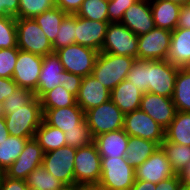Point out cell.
Masks as SVG:
<instances>
[{"instance_id":"21","label":"cell","mask_w":190,"mask_h":190,"mask_svg":"<svg viewBox=\"0 0 190 190\" xmlns=\"http://www.w3.org/2000/svg\"><path fill=\"white\" fill-rule=\"evenodd\" d=\"M63 65L55 52L43 57L38 87L35 92L39 99L48 91L63 83Z\"/></svg>"},{"instance_id":"18","label":"cell","mask_w":190,"mask_h":190,"mask_svg":"<svg viewBox=\"0 0 190 190\" xmlns=\"http://www.w3.org/2000/svg\"><path fill=\"white\" fill-rule=\"evenodd\" d=\"M137 36L148 33L154 25L150 0H138L124 13L120 22Z\"/></svg>"},{"instance_id":"52","label":"cell","mask_w":190,"mask_h":190,"mask_svg":"<svg viewBox=\"0 0 190 190\" xmlns=\"http://www.w3.org/2000/svg\"><path fill=\"white\" fill-rule=\"evenodd\" d=\"M71 190H103L99 183L74 184Z\"/></svg>"},{"instance_id":"5","label":"cell","mask_w":190,"mask_h":190,"mask_svg":"<svg viewBox=\"0 0 190 190\" xmlns=\"http://www.w3.org/2000/svg\"><path fill=\"white\" fill-rule=\"evenodd\" d=\"M179 68L167 60H146L147 92L172 98Z\"/></svg>"},{"instance_id":"39","label":"cell","mask_w":190,"mask_h":190,"mask_svg":"<svg viewBox=\"0 0 190 190\" xmlns=\"http://www.w3.org/2000/svg\"><path fill=\"white\" fill-rule=\"evenodd\" d=\"M36 98L35 92L17 87L10 97L5 99L2 103L3 114L11 113V109H18L30 104Z\"/></svg>"},{"instance_id":"12","label":"cell","mask_w":190,"mask_h":190,"mask_svg":"<svg viewBox=\"0 0 190 190\" xmlns=\"http://www.w3.org/2000/svg\"><path fill=\"white\" fill-rule=\"evenodd\" d=\"M172 31L154 27L148 33L138 36V54L140 60H166Z\"/></svg>"},{"instance_id":"20","label":"cell","mask_w":190,"mask_h":190,"mask_svg":"<svg viewBox=\"0 0 190 190\" xmlns=\"http://www.w3.org/2000/svg\"><path fill=\"white\" fill-rule=\"evenodd\" d=\"M110 97L111 91L91 74L83 77L76 103L86 112L110 100Z\"/></svg>"},{"instance_id":"14","label":"cell","mask_w":190,"mask_h":190,"mask_svg":"<svg viewBox=\"0 0 190 190\" xmlns=\"http://www.w3.org/2000/svg\"><path fill=\"white\" fill-rule=\"evenodd\" d=\"M44 152L33 137L25 143L18 158L5 170L4 174L13 179L27 180L29 174L42 166Z\"/></svg>"},{"instance_id":"33","label":"cell","mask_w":190,"mask_h":190,"mask_svg":"<svg viewBox=\"0 0 190 190\" xmlns=\"http://www.w3.org/2000/svg\"><path fill=\"white\" fill-rule=\"evenodd\" d=\"M42 109H55L74 106L76 97L67 91L62 85L56 86L52 90L46 92L40 98Z\"/></svg>"},{"instance_id":"51","label":"cell","mask_w":190,"mask_h":190,"mask_svg":"<svg viewBox=\"0 0 190 190\" xmlns=\"http://www.w3.org/2000/svg\"><path fill=\"white\" fill-rule=\"evenodd\" d=\"M130 190H156V184L144 180H135Z\"/></svg>"},{"instance_id":"25","label":"cell","mask_w":190,"mask_h":190,"mask_svg":"<svg viewBox=\"0 0 190 190\" xmlns=\"http://www.w3.org/2000/svg\"><path fill=\"white\" fill-rule=\"evenodd\" d=\"M150 7L155 27L168 31L176 28L182 6L165 0H150Z\"/></svg>"},{"instance_id":"62","label":"cell","mask_w":190,"mask_h":190,"mask_svg":"<svg viewBox=\"0 0 190 190\" xmlns=\"http://www.w3.org/2000/svg\"><path fill=\"white\" fill-rule=\"evenodd\" d=\"M103 190H115V189H103ZM123 190H130V189H123Z\"/></svg>"},{"instance_id":"56","label":"cell","mask_w":190,"mask_h":190,"mask_svg":"<svg viewBox=\"0 0 190 190\" xmlns=\"http://www.w3.org/2000/svg\"><path fill=\"white\" fill-rule=\"evenodd\" d=\"M177 190H190V185L180 182Z\"/></svg>"},{"instance_id":"38","label":"cell","mask_w":190,"mask_h":190,"mask_svg":"<svg viewBox=\"0 0 190 190\" xmlns=\"http://www.w3.org/2000/svg\"><path fill=\"white\" fill-rule=\"evenodd\" d=\"M55 6V0H19L18 18H34Z\"/></svg>"},{"instance_id":"48","label":"cell","mask_w":190,"mask_h":190,"mask_svg":"<svg viewBox=\"0 0 190 190\" xmlns=\"http://www.w3.org/2000/svg\"><path fill=\"white\" fill-rule=\"evenodd\" d=\"M84 0H55V6L67 14H76Z\"/></svg>"},{"instance_id":"16","label":"cell","mask_w":190,"mask_h":190,"mask_svg":"<svg viewBox=\"0 0 190 190\" xmlns=\"http://www.w3.org/2000/svg\"><path fill=\"white\" fill-rule=\"evenodd\" d=\"M140 109L149 115L163 129L169 126L177 112L172 98L150 92L143 93Z\"/></svg>"},{"instance_id":"46","label":"cell","mask_w":190,"mask_h":190,"mask_svg":"<svg viewBox=\"0 0 190 190\" xmlns=\"http://www.w3.org/2000/svg\"><path fill=\"white\" fill-rule=\"evenodd\" d=\"M27 181L21 179H13L4 174L0 180V190H26Z\"/></svg>"},{"instance_id":"41","label":"cell","mask_w":190,"mask_h":190,"mask_svg":"<svg viewBox=\"0 0 190 190\" xmlns=\"http://www.w3.org/2000/svg\"><path fill=\"white\" fill-rule=\"evenodd\" d=\"M18 51V47L0 49V77L12 78Z\"/></svg>"},{"instance_id":"53","label":"cell","mask_w":190,"mask_h":190,"mask_svg":"<svg viewBox=\"0 0 190 190\" xmlns=\"http://www.w3.org/2000/svg\"><path fill=\"white\" fill-rule=\"evenodd\" d=\"M181 182L190 185V162L187 166L179 173Z\"/></svg>"},{"instance_id":"7","label":"cell","mask_w":190,"mask_h":190,"mask_svg":"<svg viewBox=\"0 0 190 190\" xmlns=\"http://www.w3.org/2000/svg\"><path fill=\"white\" fill-rule=\"evenodd\" d=\"M55 53L65 71L85 77L92 74L99 52L80 44H72L55 51Z\"/></svg>"},{"instance_id":"23","label":"cell","mask_w":190,"mask_h":190,"mask_svg":"<svg viewBox=\"0 0 190 190\" xmlns=\"http://www.w3.org/2000/svg\"><path fill=\"white\" fill-rule=\"evenodd\" d=\"M166 60L180 68L190 67V29L175 28Z\"/></svg>"},{"instance_id":"59","label":"cell","mask_w":190,"mask_h":190,"mask_svg":"<svg viewBox=\"0 0 190 190\" xmlns=\"http://www.w3.org/2000/svg\"><path fill=\"white\" fill-rule=\"evenodd\" d=\"M26 190H39L38 188H35V187H32V186H29L27 185V189Z\"/></svg>"},{"instance_id":"58","label":"cell","mask_w":190,"mask_h":190,"mask_svg":"<svg viewBox=\"0 0 190 190\" xmlns=\"http://www.w3.org/2000/svg\"><path fill=\"white\" fill-rule=\"evenodd\" d=\"M4 176V170L0 167V180L3 178Z\"/></svg>"},{"instance_id":"22","label":"cell","mask_w":190,"mask_h":190,"mask_svg":"<svg viewBox=\"0 0 190 190\" xmlns=\"http://www.w3.org/2000/svg\"><path fill=\"white\" fill-rule=\"evenodd\" d=\"M129 136L124 129L100 134L94 138L101 157H125Z\"/></svg>"},{"instance_id":"37","label":"cell","mask_w":190,"mask_h":190,"mask_svg":"<svg viewBox=\"0 0 190 190\" xmlns=\"http://www.w3.org/2000/svg\"><path fill=\"white\" fill-rule=\"evenodd\" d=\"M17 47L16 18L0 17V49Z\"/></svg>"},{"instance_id":"29","label":"cell","mask_w":190,"mask_h":190,"mask_svg":"<svg viewBox=\"0 0 190 190\" xmlns=\"http://www.w3.org/2000/svg\"><path fill=\"white\" fill-rule=\"evenodd\" d=\"M44 153L56 150L66 145L65 134L59 128L47 125L42 121L34 137Z\"/></svg>"},{"instance_id":"45","label":"cell","mask_w":190,"mask_h":190,"mask_svg":"<svg viewBox=\"0 0 190 190\" xmlns=\"http://www.w3.org/2000/svg\"><path fill=\"white\" fill-rule=\"evenodd\" d=\"M19 0H0V17L18 18Z\"/></svg>"},{"instance_id":"1","label":"cell","mask_w":190,"mask_h":190,"mask_svg":"<svg viewBox=\"0 0 190 190\" xmlns=\"http://www.w3.org/2000/svg\"><path fill=\"white\" fill-rule=\"evenodd\" d=\"M135 58L99 52L92 75L106 88L112 91L120 82L127 79Z\"/></svg>"},{"instance_id":"54","label":"cell","mask_w":190,"mask_h":190,"mask_svg":"<svg viewBox=\"0 0 190 190\" xmlns=\"http://www.w3.org/2000/svg\"><path fill=\"white\" fill-rule=\"evenodd\" d=\"M9 136L4 116L0 117V141L7 139Z\"/></svg>"},{"instance_id":"34","label":"cell","mask_w":190,"mask_h":190,"mask_svg":"<svg viewBox=\"0 0 190 190\" xmlns=\"http://www.w3.org/2000/svg\"><path fill=\"white\" fill-rule=\"evenodd\" d=\"M26 181L27 185L39 190H61L66 187L62 181L48 172L43 165L33 170Z\"/></svg>"},{"instance_id":"36","label":"cell","mask_w":190,"mask_h":190,"mask_svg":"<svg viewBox=\"0 0 190 190\" xmlns=\"http://www.w3.org/2000/svg\"><path fill=\"white\" fill-rule=\"evenodd\" d=\"M75 14H67L62 20L55 41L52 44L53 52L75 44Z\"/></svg>"},{"instance_id":"49","label":"cell","mask_w":190,"mask_h":190,"mask_svg":"<svg viewBox=\"0 0 190 190\" xmlns=\"http://www.w3.org/2000/svg\"><path fill=\"white\" fill-rule=\"evenodd\" d=\"M181 182L179 174H175L160 183L156 184V190H177L179 183Z\"/></svg>"},{"instance_id":"61","label":"cell","mask_w":190,"mask_h":190,"mask_svg":"<svg viewBox=\"0 0 190 190\" xmlns=\"http://www.w3.org/2000/svg\"><path fill=\"white\" fill-rule=\"evenodd\" d=\"M186 6L190 8V0L188 1Z\"/></svg>"},{"instance_id":"17","label":"cell","mask_w":190,"mask_h":190,"mask_svg":"<svg viewBox=\"0 0 190 190\" xmlns=\"http://www.w3.org/2000/svg\"><path fill=\"white\" fill-rule=\"evenodd\" d=\"M109 22H100L75 14V44L101 52Z\"/></svg>"},{"instance_id":"3","label":"cell","mask_w":190,"mask_h":190,"mask_svg":"<svg viewBox=\"0 0 190 190\" xmlns=\"http://www.w3.org/2000/svg\"><path fill=\"white\" fill-rule=\"evenodd\" d=\"M135 180V169L125 157H101L99 184L102 189H130Z\"/></svg>"},{"instance_id":"9","label":"cell","mask_w":190,"mask_h":190,"mask_svg":"<svg viewBox=\"0 0 190 190\" xmlns=\"http://www.w3.org/2000/svg\"><path fill=\"white\" fill-rule=\"evenodd\" d=\"M101 178V156L93 142L76 149L74 158L75 184L99 183Z\"/></svg>"},{"instance_id":"6","label":"cell","mask_w":190,"mask_h":190,"mask_svg":"<svg viewBox=\"0 0 190 190\" xmlns=\"http://www.w3.org/2000/svg\"><path fill=\"white\" fill-rule=\"evenodd\" d=\"M124 113L110 100L85 112V119L93 138L123 129Z\"/></svg>"},{"instance_id":"50","label":"cell","mask_w":190,"mask_h":190,"mask_svg":"<svg viewBox=\"0 0 190 190\" xmlns=\"http://www.w3.org/2000/svg\"><path fill=\"white\" fill-rule=\"evenodd\" d=\"M176 28L190 29V8L186 5L180 8L178 23Z\"/></svg>"},{"instance_id":"26","label":"cell","mask_w":190,"mask_h":190,"mask_svg":"<svg viewBox=\"0 0 190 190\" xmlns=\"http://www.w3.org/2000/svg\"><path fill=\"white\" fill-rule=\"evenodd\" d=\"M160 146L153 141L129 136L125 158L136 169Z\"/></svg>"},{"instance_id":"30","label":"cell","mask_w":190,"mask_h":190,"mask_svg":"<svg viewBox=\"0 0 190 190\" xmlns=\"http://www.w3.org/2000/svg\"><path fill=\"white\" fill-rule=\"evenodd\" d=\"M66 15V12L54 6L34 17V20L44 31L51 44L54 43L60 24Z\"/></svg>"},{"instance_id":"43","label":"cell","mask_w":190,"mask_h":190,"mask_svg":"<svg viewBox=\"0 0 190 190\" xmlns=\"http://www.w3.org/2000/svg\"><path fill=\"white\" fill-rule=\"evenodd\" d=\"M138 0H108L109 23L121 22L125 11Z\"/></svg>"},{"instance_id":"44","label":"cell","mask_w":190,"mask_h":190,"mask_svg":"<svg viewBox=\"0 0 190 190\" xmlns=\"http://www.w3.org/2000/svg\"><path fill=\"white\" fill-rule=\"evenodd\" d=\"M83 77L63 71V83L61 84L67 91L77 97Z\"/></svg>"},{"instance_id":"28","label":"cell","mask_w":190,"mask_h":190,"mask_svg":"<svg viewBox=\"0 0 190 190\" xmlns=\"http://www.w3.org/2000/svg\"><path fill=\"white\" fill-rule=\"evenodd\" d=\"M172 100L177 111L190 113V67L178 69Z\"/></svg>"},{"instance_id":"8","label":"cell","mask_w":190,"mask_h":190,"mask_svg":"<svg viewBox=\"0 0 190 190\" xmlns=\"http://www.w3.org/2000/svg\"><path fill=\"white\" fill-rule=\"evenodd\" d=\"M101 52L137 59L138 36L120 22L109 23Z\"/></svg>"},{"instance_id":"2","label":"cell","mask_w":190,"mask_h":190,"mask_svg":"<svg viewBox=\"0 0 190 190\" xmlns=\"http://www.w3.org/2000/svg\"><path fill=\"white\" fill-rule=\"evenodd\" d=\"M4 119L10 136L28 139L35 137L43 121L40 99L36 97L22 108L11 109V113L4 115Z\"/></svg>"},{"instance_id":"27","label":"cell","mask_w":190,"mask_h":190,"mask_svg":"<svg viewBox=\"0 0 190 190\" xmlns=\"http://www.w3.org/2000/svg\"><path fill=\"white\" fill-rule=\"evenodd\" d=\"M165 140L190 146V113L177 111L173 121L165 129Z\"/></svg>"},{"instance_id":"19","label":"cell","mask_w":190,"mask_h":190,"mask_svg":"<svg viewBox=\"0 0 190 190\" xmlns=\"http://www.w3.org/2000/svg\"><path fill=\"white\" fill-rule=\"evenodd\" d=\"M43 121L50 126L59 128L62 132L72 129H82L85 112L76 103L74 106L55 109H42Z\"/></svg>"},{"instance_id":"24","label":"cell","mask_w":190,"mask_h":190,"mask_svg":"<svg viewBox=\"0 0 190 190\" xmlns=\"http://www.w3.org/2000/svg\"><path fill=\"white\" fill-rule=\"evenodd\" d=\"M143 92L134 86L129 80L120 82L111 91V101L124 113H130L140 109Z\"/></svg>"},{"instance_id":"55","label":"cell","mask_w":190,"mask_h":190,"mask_svg":"<svg viewBox=\"0 0 190 190\" xmlns=\"http://www.w3.org/2000/svg\"><path fill=\"white\" fill-rule=\"evenodd\" d=\"M165 1H170V2L178 4L180 6H184V5H187L189 0H165Z\"/></svg>"},{"instance_id":"31","label":"cell","mask_w":190,"mask_h":190,"mask_svg":"<svg viewBox=\"0 0 190 190\" xmlns=\"http://www.w3.org/2000/svg\"><path fill=\"white\" fill-rule=\"evenodd\" d=\"M160 146L170 161L175 174H179L190 162V146L176 144L166 140H164Z\"/></svg>"},{"instance_id":"10","label":"cell","mask_w":190,"mask_h":190,"mask_svg":"<svg viewBox=\"0 0 190 190\" xmlns=\"http://www.w3.org/2000/svg\"><path fill=\"white\" fill-rule=\"evenodd\" d=\"M75 155L76 148L65 145L56 150L44 153L42 165L48 172L62 181L66 186L72 187L75 184Z\"/></svg>"},{"instance_id":"42","label":"cell","mask_w":190,"mask_h":190,"mask_svg":"<svg viewBox=\"0 0 190 190\" xmlns=\"http://www.w3.org/2000/svg\"><path fill=\"white\" fill-rule=\"evenodd\" d=\"M127 80L143 92H147L146 60L136 59L128 72Z\"/></svg>"},{"instance_id":"4","label":"cell","mask_w":190,"mask_h":190,"mask_svg":"<svg viewBox=\"0 0 190 190\" xmlns=\"http://www.w3.org/2000/svg\"><path fill=\"white\" fill-rule=\"evenodd\" d=\"M17 47L44 57L53 53V47L48 37L34 18H16Z\"/></svg>"},{"instance_id":"35","label":"cell","mask_w":190,"mask_h":190,"mask_svg":"<svg viewBox=\"0 0 190 190\" xmlns=\"http://www.w3.org/2000/svg\"><path fill=\"white\" fill-rule=\"evenodd\" d=\"M76 15L89 20L109 22L108 0H84Z\"/></svg>"},{"instance_id":"32","label":"cell","mask_w":190,"mask_h":190,"mask_svg":"<svg viewBox=\"0 0 190 190\" xmlns=\"http://www.w3.org/2000/svg\"><path fill=\"white\" fill-rule=\"evenodd\" d=\"M28 138L9 136L0 141V167L5 170L18 158Z\"/></svg>"},{"instance_id":"13","label":"cell","mask_w":190,"mask_h":190,"mask_svg":"<svg viewBox=\"0 0 190 190\" xmlns=\"http://www.w3.org/2000/svg\"><path fill=\"white\" fill-rule=\"evenodd\" d=\"M42 60V56L19 49L12 76V79L17 83L18 87L36 92Z\"/></svg>"},{"instance_id":"15","label":"cell","mask_w":190,"mask_h":190,"mask_svg":"<svg viewBox=\"0 0 190 190\" xmlns=\"http://www.w3.org/2000/svg\"><path fill=\"white\" fill-rule=\"evenodd\" d=\"M174 175L175 172L172 170L170 161L161 146L135 169L136 180H144L155 184Z\"/></svg>"},{"instance_id":"11","label":"cell","mask_w":190,"mask_h":190,"mask_svg":"<svg viewBox=\"0 0 190 190\" xmlns=\"http://www.w3.org/2000/svg\"><path fill=\"white\" fill-rule=\"evenodd\" d=\"M123 129L128 136L150 140L159 146L165 140V129L141 109L124 115Z\"/></svg>"},{"instance_id":"47","label":"cell","mask_w":190,"mask_h":190,"mask_svg":"<svg viewBox=\"0 0 190 190\" xmlns=\"http://www.w3.org/2000/svg\"><path fill=\"white\" fill-rule=\"evenodd\" d=\"M18 87L17 83L12 78L0 77V103L2 104L5 99Z\"/></svg>"},{"instance_id":"40","label":"cell","mask_w":190,"mask_h":190,"mask_svg":"<svg viewBox=\"0 0 190 190\" xmlns=\"http://www.w3.org/2000/svg\"><path fill=\"white\" fill-rule=\"evenodd\" d=\"M64 134L66 145L72 148L78 149L94 142V138L91 134V130L86 122V119L82 121V129L67 130Z\"/></svg>"},{"instance_id":"57","label":"cell","mask_w":190,"mask_h":190,"mask_svg":"<svg viewBox=\"0 0 190 190\" xmlns=\"http://www.w3.org/2000/svg\"><path fill=\"white\" fill-rule=\"evenodd\" d=\"M4 114H3V107H2V104L0 103V117H3Z\"/></svg>"},{"instance_id":"60","label":"cell","mask_w":190,"mask_h":190,"mask_svg":"<svg viewBox=\"0 0 190 190\" xmlns=\"http://www.w3.org/2000/svg\"><path fill=\"white\" fill-rule=\"evenodd\" d=\"M61 190H71V187L66 186L64 189Z\"/></svg>"}]
</instances>
